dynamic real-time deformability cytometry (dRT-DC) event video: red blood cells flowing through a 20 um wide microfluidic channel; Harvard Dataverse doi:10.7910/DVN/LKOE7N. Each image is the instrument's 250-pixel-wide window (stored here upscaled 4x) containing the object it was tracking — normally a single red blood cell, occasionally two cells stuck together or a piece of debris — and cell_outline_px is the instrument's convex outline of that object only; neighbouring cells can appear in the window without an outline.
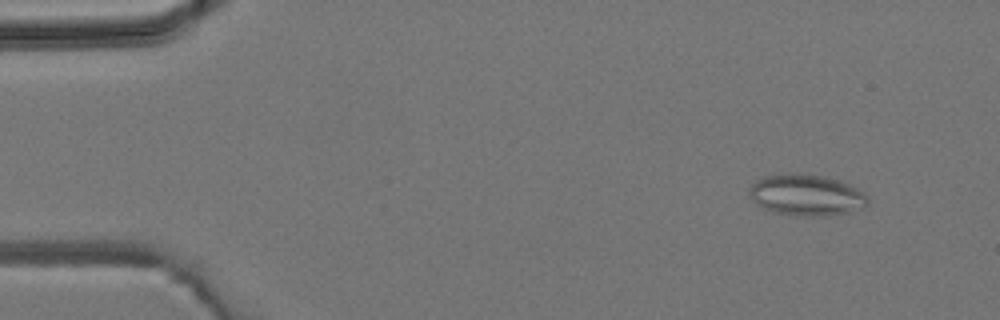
{"species": "common noctule bat (a hibernating species)", "species_latin": "Nyctalus noctula", "temperature_condition": "room temperature", "stored_images_in_passage": 5, "camera_frame_rate_fps": 3000, "um_per_image_px": 0.085, "animal": {"sex": "male", "body_mass_g": 19.2, "forearm_length_mm": 51.8}, "frame": {"image": 1, "passage_image": 2, "time_ms": 1.333, "image_size_px": [1000, 320], "cell_outline_px": [[868, 204], [848, 212], [824, 216], [800, 216], [776, 212], [764, 208], [756, 204], [748, 196], [748, 188], [756, 180], [764, 176], [820, 176], [840, 180], [864, 192], [868, 196]], "centroid_in_image_um": [68.53, 16.62], "position_along_channel_um": 16.5, "area_um2": 27.69}}